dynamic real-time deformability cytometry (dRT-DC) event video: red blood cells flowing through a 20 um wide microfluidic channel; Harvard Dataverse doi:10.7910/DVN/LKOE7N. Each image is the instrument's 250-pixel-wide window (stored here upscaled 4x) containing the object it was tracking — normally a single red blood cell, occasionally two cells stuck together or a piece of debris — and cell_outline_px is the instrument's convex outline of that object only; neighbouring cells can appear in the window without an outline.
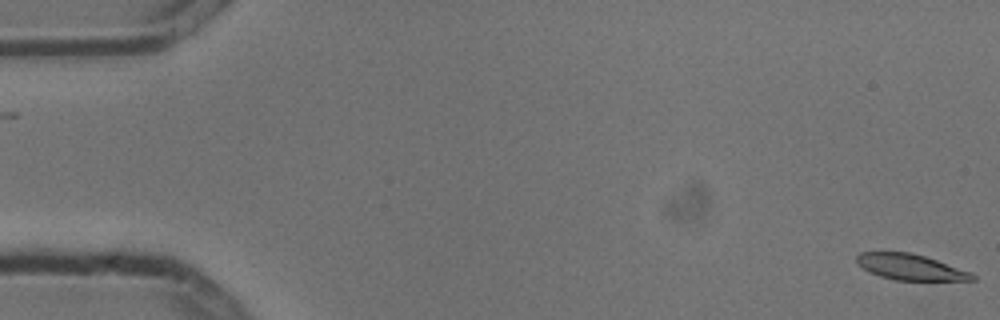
{"species": "common noctule bat (a hibernating species)", "species_latin": "Nyctalus noctula", "temperature_condition": "cold", "stored_images_in_passage": 2, "camera_frame_rate_fps": 3000, "um_per_image_px": 0.085, "animal": {"sex": "male", "body_mass_g": 13.3}, "frame": {"image": 1, "passage_image": 2, "time_ms": 0.333, "image_size_px": [1000, 320], "cell_outline_px": [[976, 280], [896, 280], [880, 276], [868, 272], [856, 260], [856, 256], [860, 252], [912, 252], [972, 272], [976, 276]], "centroid_in_image_um": [77.4, 22.7], "position_along_channel_um": 7.6, "area_um2": 17.28}}